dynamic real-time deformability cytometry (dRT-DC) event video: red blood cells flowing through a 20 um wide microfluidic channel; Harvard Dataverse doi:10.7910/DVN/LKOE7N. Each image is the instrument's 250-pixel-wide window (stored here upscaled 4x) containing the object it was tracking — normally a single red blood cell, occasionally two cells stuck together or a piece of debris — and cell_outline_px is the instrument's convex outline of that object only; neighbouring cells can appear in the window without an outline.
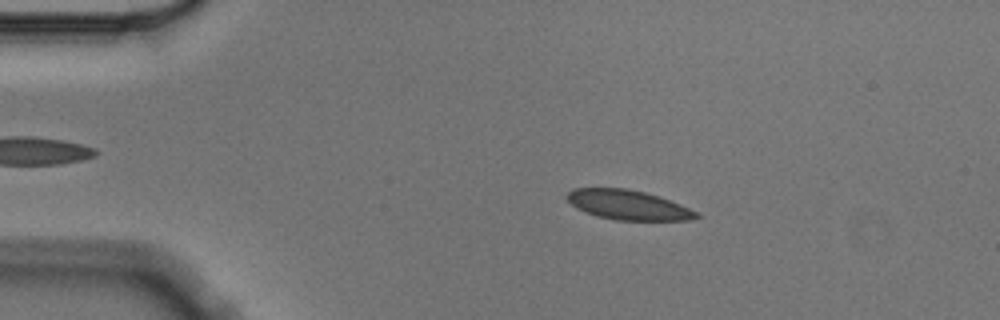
{"species": "Egyptian fruit bat (a non-hibernating species)", "species_latin": "Rousettus aegyptiacus", "temperature_condition": "cold", "stored_images_in_passage": 5, "camera_frame_rate_fps": 3000, "um_per_image_px": 0.085, "animal": {"sex": "male"}, "frame": {"image": 1, "passage_image": 2, "time_ms": 0.333, "image_size_px": [1000, 320], "cell_outline_px": [[700, 216], [688, 220], [616, 220], [596, 216], [576, 208], [564, 196], [572, 188], [628, 188], [644, 192], [668, 200], [688, 208], [696, 212]], "centroid_in_image_um": [53.31, 17.41], "position_along_channel_um": 31.7, "area_um2": 22.08}}
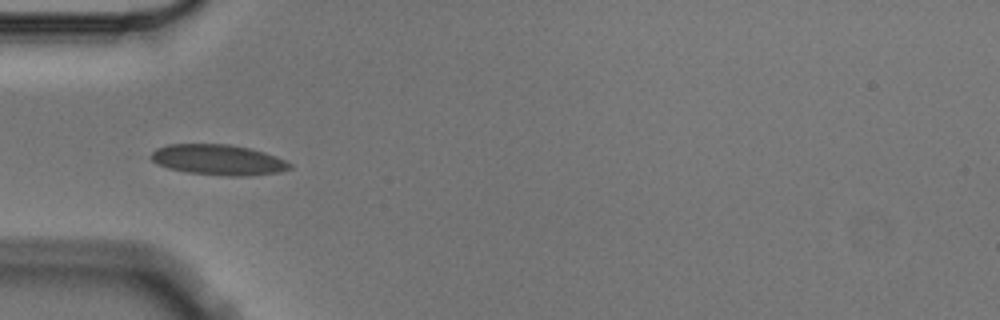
{"frame": {"image": 2, "passage_image": 4, "time_ms": 1.0, "image_size_px": [1000, 320], "cell_outline_px": [[292, 168], [280, 172], [244, 176], [228, 176], [188, 172], [168, 168], [152, 160], [148, 156], [156, 148], [168, 144], [228, 144], [248, 148], [264, 152], [284, 160], [292, 164]], "centroid_in_image_um": [18.54, 13.58], "position_along_channel_um": 66.5, "area_um2": 24.51}}
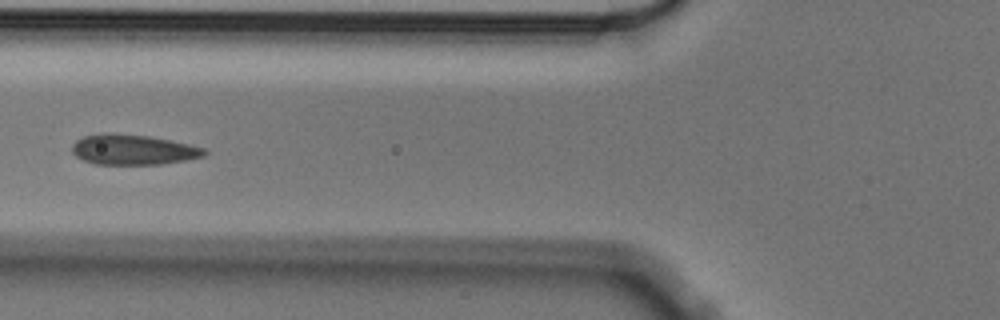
{"frame": {"image": 3, "passage_image": 5, "time_ms": 1.333, "image_size_px": [1000, 320], "cell_outline_px": [[208, 152], [204, 156], [184, 160], [160, 164], [96, 164], [84, 160], [76, 156], [72, 152], [72, 144], [76, 140], [84, 136], [112, 132], [148, 136], [188, 144], [204, 148]], "centroid_in_image_um": [11.28, 12.71], "position_along_channel_um": 114.5, "area_um2": 23.12}}